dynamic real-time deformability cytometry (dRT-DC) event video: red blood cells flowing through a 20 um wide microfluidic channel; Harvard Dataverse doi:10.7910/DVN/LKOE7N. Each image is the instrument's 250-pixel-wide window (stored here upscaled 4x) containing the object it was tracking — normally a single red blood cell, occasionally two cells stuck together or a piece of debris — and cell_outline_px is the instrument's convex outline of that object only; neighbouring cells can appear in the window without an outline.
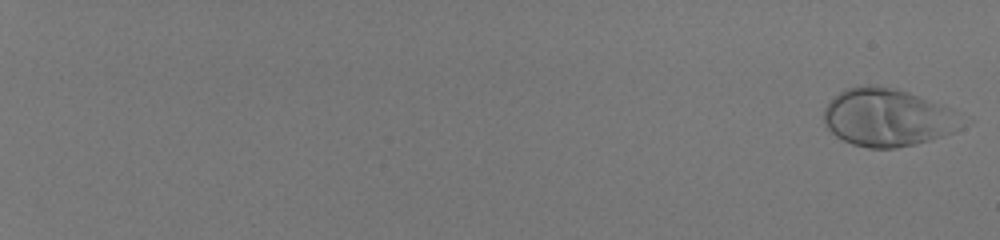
{"species": "human", "species_latin": "Homo sapiens", "temperature_condition": "room temperature", "stored_images_in_passage": 58, "camera_frame_rate_fps": 3000, "um_per_image_px": 0.085, "donor": {"sex": "male"}, "frame": {"image": 1, "passage_image": 2, "time_ms": 0.333, "image_size_px": [1000, 240], "cell_outline_px": [[964, 124], [960, 128], [952, 132], [928, 140], [896, 148], [868, 148], [852, 144], [836, 136], [828, 128], [824, 120], [824, 108], [832, 96], [848, 88], [872, 84], [896, 88], [908, 92], [952, 108]], "centroid_in_image_um": [75.41, 9.97], "position_along_channel_um": 9.6, "area_um2": 46.24}}
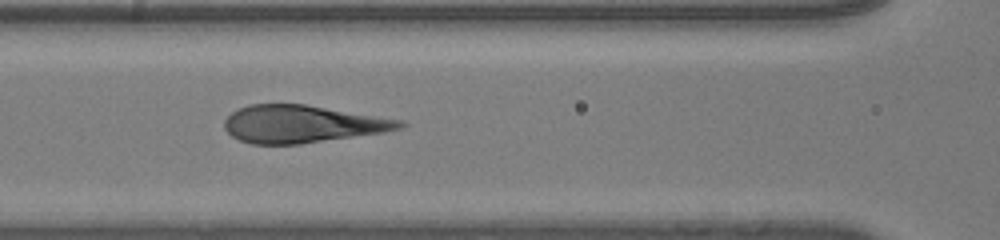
{"frame": {"image": 2, "passage_image": 33, "time_ms": 10.667, "image_size_px": [1000, 240], "cell_outline_px": [[408, 124], [400, 128], [384, 132], [300, 144], [252, 144], [240, 140], [232, 136], [224, 128], [224, 120], [236, 108], [248, 104], [304, 104], [404, 120]], "centroid_in_image_um": [25.68, 10.53], "position_along_channel_um": 140.9, "area_um2": 38.32}}
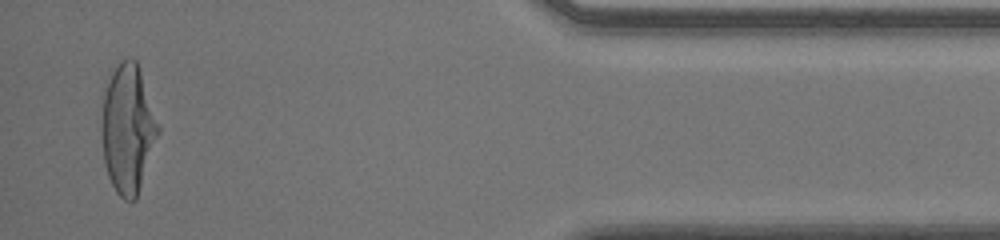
{"frame": {"image": 3, "passage_image": 57, "time_ms": 18.667, "image_size_px": [1000, 240], "cell_outline_px": [[160, 132], [136, 200], [124, 200], [116, 192], [108, 176], [104, 164], [100, 132], [100, 128], [104, 80], [120, 60], [132, 56], [136, 60], [140, 68], [160, 128]], "centroid_in_image_um": [10.83, 10.89], "position_along_channel_um": 424.4, "area_um2": 43.47}}